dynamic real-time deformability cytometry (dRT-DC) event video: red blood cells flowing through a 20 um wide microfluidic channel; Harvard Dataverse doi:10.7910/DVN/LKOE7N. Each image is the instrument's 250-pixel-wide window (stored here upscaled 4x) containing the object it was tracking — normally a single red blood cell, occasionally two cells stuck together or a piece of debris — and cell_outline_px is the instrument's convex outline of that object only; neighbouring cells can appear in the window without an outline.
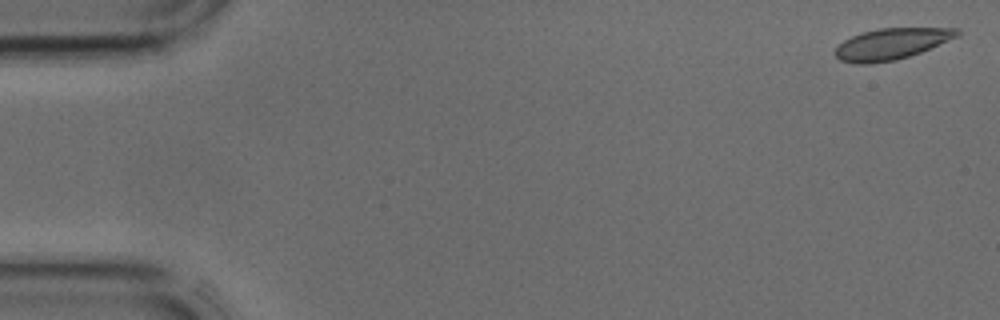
{"species": "common noctule bat (a hibernating species)", "species_latin": "Nyctalus noctula", "temperature_condition": "cold", "stored_images_in_passage": 42, "camera_frame_rate_fps": 3000, "um_per_image_px": 0.085, "animal": {"sex": "male", "body_mass_g": 17.9, "forearm_length_mm": 54.2}, "frame": {"image": 1, "passage_image": 1, "time_ms": 0.0, "image_size_px": [1000, 320], "cell_outline_px": [[960, 36], [920, 52], [896, 60], [868, 64], [856, 64], [840, 60], [836, 56], [836, 48], [844, 40], [860, 32], [880, 28], [960, 28]], "centroid_in_image_um": [75.79, 3.72], "position_along_channel_um": 9.2, "area_um2": 22.14}}
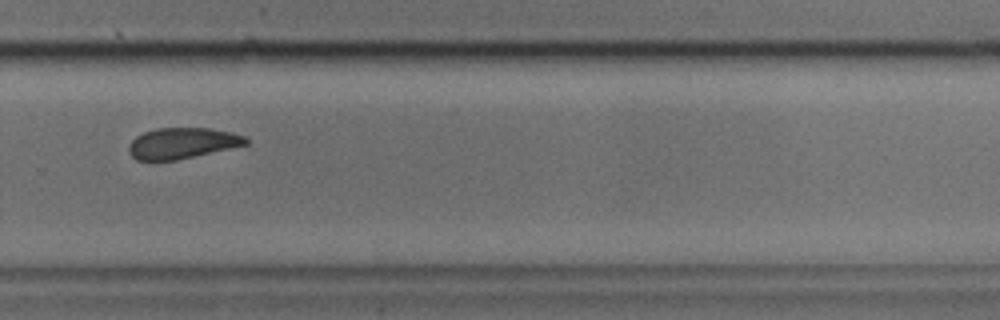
{"frame": {"image": 2, "passage_image": 29, "time_ms": 9.333, "image_size_px": [1000, 320], "cell_outline_px": [[248, 144], [176, 160], [136, 160], [128, 152], [128, 148], [132, 140], [136, 136], [144, 132], [156, 128], [208, 128], [228, 132], [244, 136], [248, 140]], "centroid_in_image_um": [15.45, 12.17], "position_along_channel_um": 314.4, "area_um2": 20.81}}
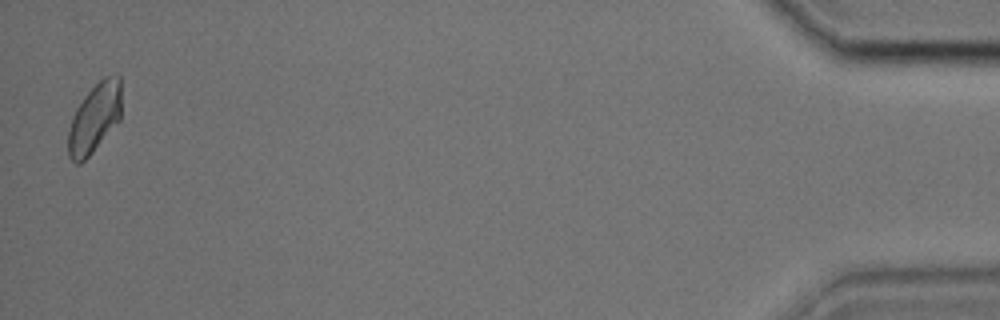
{"frame": {"image": 3, "passage_image": 42, "time_ms": 13.667, "image_size_px": [1000, 320], "cell_outline_px": [[120, 120], [92, 152], [80, 164], [76, 164], [68, 156], [68, 132], [72, 116], [76, 108], [84, 96], [104, 76], [120, 76]], "centroid_in_image_um": [8.01, 10.05], "position_along_channel_um": 427.2, "area_um2": 21.27}}